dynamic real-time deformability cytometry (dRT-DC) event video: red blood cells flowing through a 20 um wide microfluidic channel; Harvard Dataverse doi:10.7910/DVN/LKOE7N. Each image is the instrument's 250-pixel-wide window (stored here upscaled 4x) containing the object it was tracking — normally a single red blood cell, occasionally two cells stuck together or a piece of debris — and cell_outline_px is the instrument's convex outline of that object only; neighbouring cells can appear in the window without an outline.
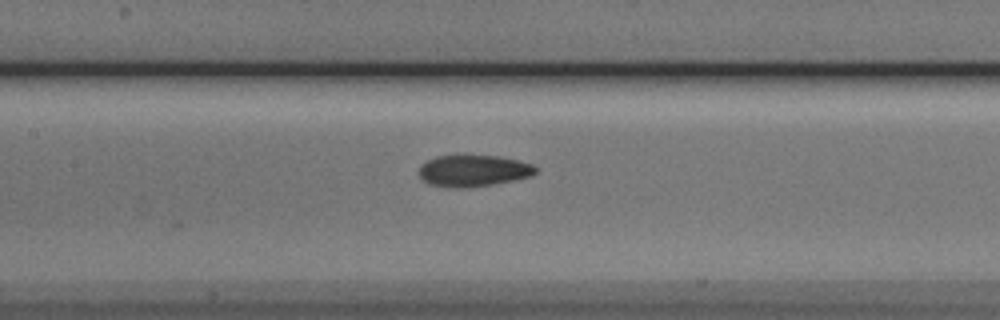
{"species": "Egyptian fruit bat (a non-hibernating species)", "species_latin": "Rousettus aegyptiacus", "temperature_condition": "cold", "stored_images_in_passage": 7, "camera_frame_rate_fps": 3000, "um_per_image_px": 0.085, "animal": {"sex": "male"}, "frame": {"image": 1, "passage_image": 6, "time_ms": 6.667, "image_size_px": [1000, 320], "cell_outline_px": [[536, 172], [528, 176], [512, 180], [492, 184], [460, 188], [456, 188], [428, 184], [420, 176], [420, 164], [436, 156], [464, 152], [500, 156], [532, 164], [536, 168]], "centroid_in_image_um": [40.18, 14.45], "position_along_channel_um": 167.2, "area_um2": 21.91}}